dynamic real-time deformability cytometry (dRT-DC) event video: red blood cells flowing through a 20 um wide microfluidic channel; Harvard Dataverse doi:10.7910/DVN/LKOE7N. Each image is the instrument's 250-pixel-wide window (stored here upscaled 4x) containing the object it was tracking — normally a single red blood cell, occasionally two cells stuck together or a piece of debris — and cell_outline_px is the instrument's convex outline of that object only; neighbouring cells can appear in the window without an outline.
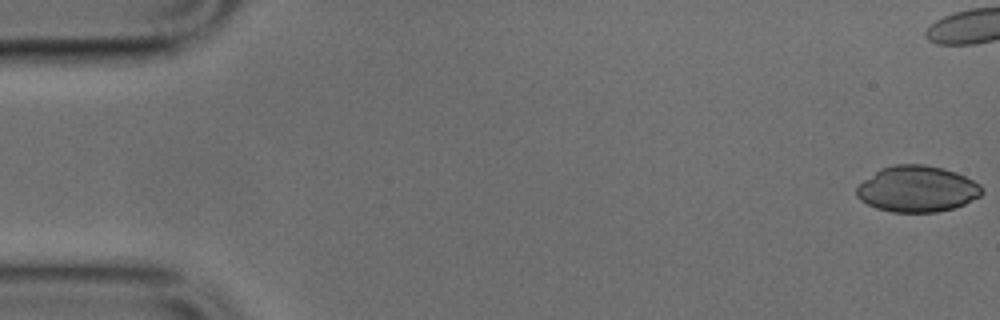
{"species": "common noctule bat (a hibernating species)", "species_latin": "Nyctalus noctula", "temperature_condition": "cold", "stored_images_in_passage": 39, "camera_frame_rate_fps": 3000, "um_per_image_px": 0.085, "animal": {"sex": "male", "body_mass_g": 17.9, "forearm_length_mm": 54.2}, "frame": {"image": 1, "passage_image": 1, "time_ms": 0.0, "image_size_px": [1000, 320], "cell_outline_px": [[984, 192], [980, 196], [964, 204], [952, 208], [936, 212], [892, 212], [876, 208], [860, 200], [856, 196], [856, 188], [864, 180], [880, 168], [896, 164], [924, 164], [944, 168], [956, 172], [980, 184], [984, 188]], "centroid_in_image_um": [77.96, 16.05], "position_along_channel_um": 7.0, "area_um2": 33.76}}